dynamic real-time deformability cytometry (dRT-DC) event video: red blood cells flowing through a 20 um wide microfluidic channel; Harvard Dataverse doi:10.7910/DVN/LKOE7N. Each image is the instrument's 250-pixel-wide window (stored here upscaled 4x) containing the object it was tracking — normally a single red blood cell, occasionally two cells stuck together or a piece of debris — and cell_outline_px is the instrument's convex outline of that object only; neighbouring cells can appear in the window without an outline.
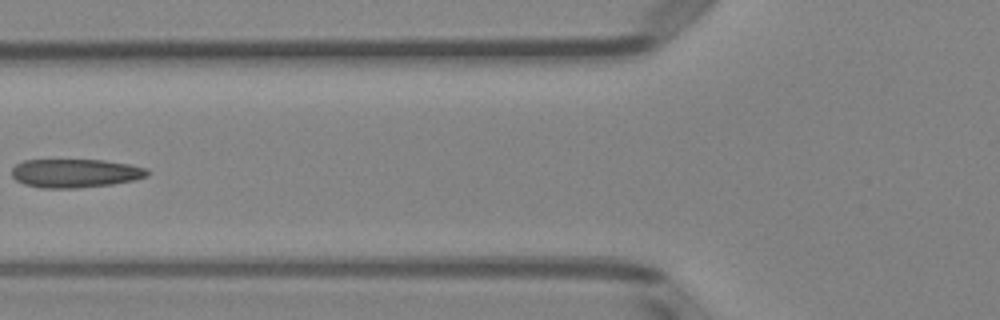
{"species": "Egyptian fruit bat (a non-hibernating species)", "species_latin": "Rousettus aegyptiacus", "temperature_condition": "room temperature", "stored_images_in_passage": 7, "camera_frame_rate_fps": 3000, "um_per_image_px": 0.085, "animal": {"sex": "female"}, "frame": {"image": 1, "passage_image": 6, "time_ms": 6.0, "image_size_px": [1000, 320], "cell_outline_px": [[148, 176], [136, 180], [112, 184], [76, 188], [40, 188], [24, 184], [16, 180], [12, 176], [12, 168], [16, 164], [24, 160], [104, 160], [132, 164], [148, 168]], "centroid_in_image_um": [6.42, 14.72], "position_along_channel_um": 119.4, "area_um2": 22.83}}
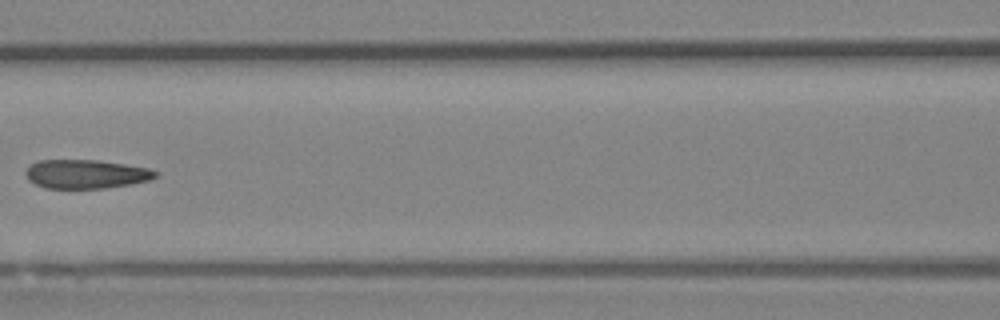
{"frame": {"image": 2, "passage_image": 7, "time_ms": 7.0, "image_size_px": [1000, 320], "cell_outline_px": [[160, 176], [152, 180], [132, 184], [104, 188], [44, 188], [28, 180], [24, 172], [32, 164], [40, 160], [96, 160], [124, 164], [148, 168], [160, 172]], "centroid_in_image_um": [7.36, 14.8], "position_along_channel_um": 159.2, "area_um2": 21.96}}